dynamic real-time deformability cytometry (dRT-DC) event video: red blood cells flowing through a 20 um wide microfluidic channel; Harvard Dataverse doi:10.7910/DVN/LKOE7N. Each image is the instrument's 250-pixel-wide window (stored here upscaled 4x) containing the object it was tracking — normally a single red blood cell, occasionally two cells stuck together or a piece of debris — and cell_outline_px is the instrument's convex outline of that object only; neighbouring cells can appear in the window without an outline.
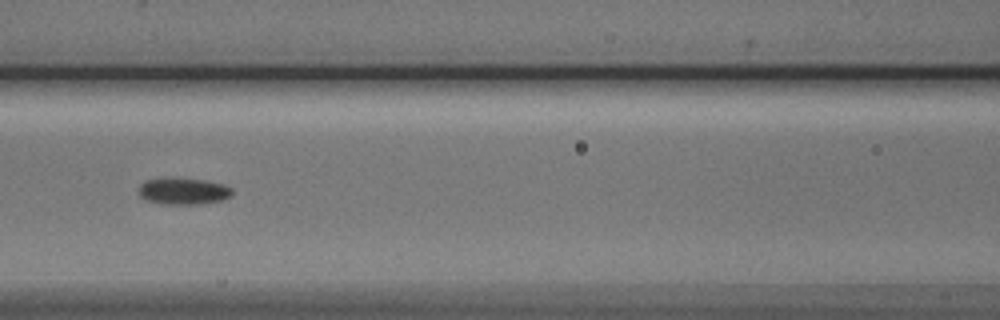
{"species": "Egyptian fruit bat (a non-hibernating species)", "species_latin": "Rousettus aegyptiacus", "temperature_condition": "cold", "stored_images_in_passage": 10, "segment_of_instrument_passage": [1, 2], "camera_frame_rate_fps": 3000, "um_per_image_px": 0.085, "animal": {"sex": "male"}, "frame": {"image": 1, "passage_image": 7, "time_ms": 8.0, "image_size_px": [1000, 320], "cell_outline_px": [[232, 196], [224, 200], [200, 204], [164, 204], [144, 200], [140, 196], [140, 184], [144, 180], [164, 176], [176, 176], [204, 180], [224, 184], [232, 188]], "centroid_in_image_um": [15.57, 16.21], "position_along_channel_um": 151.0, "area_um2": 15.14}}
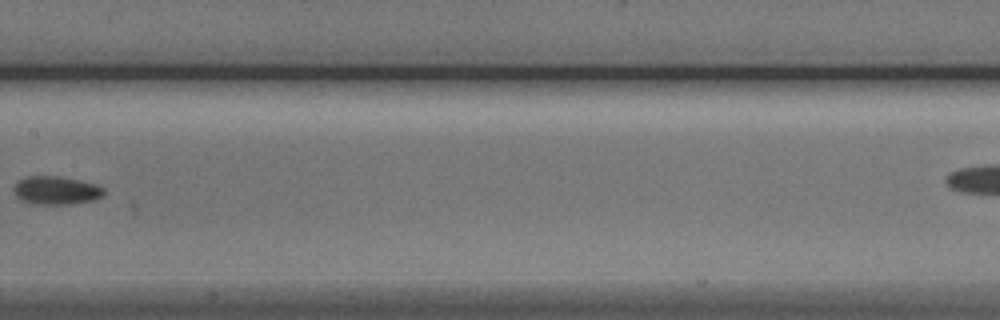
{"frame": {"image": 2, "passage_image": 8, "time_ms": 9.333, "image_size_px": [1000, 320], "cell_outline_px": [[104, 196], [96, 200], [72, 204], [32, 204], [20, 200], [16, 196], [12, 188], [20, 180], [28, 176], [60, 176], [96, 184], [104, 188]], "centroid_in_image_um": [4.79, 16.19], "position_along_channel_um": 202.6, "area_um2": 15.03}}
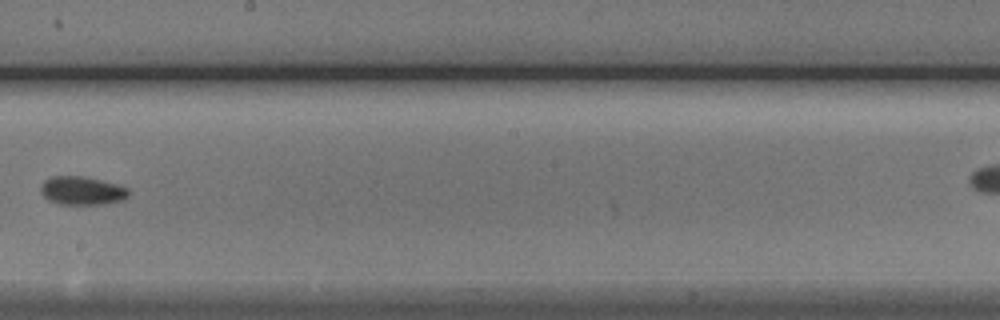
{"frame": {"image": 3, "passage_image": 9, "time_ms": 10.333, "image_size_px": [1000, 320], "cell_outline_px": [[128, 196], [124, 200], [104, 204], [60, 204], [48, 200], [40, 192], [40, 184], [44, 180], [52, 176], [84, 176], [116, 184], [128, 188]], "centroid_in_image_um": [6.94, 16.2], "position_along_channel_um": 241.3, "area_um2": 14.62}}